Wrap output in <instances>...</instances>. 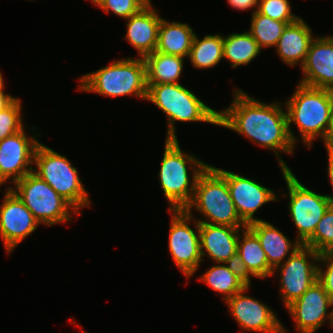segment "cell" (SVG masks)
Masks as SVG:
<instances>
[{"instance_id": "obj_1", "label": "cell", "mask_w": 333, "mask_h": 333, "mask_svg": "<svg viewBox=\"0 0 333 333\" xmlns=\"http://www.w3.org/2000/svg\"><path fill=\"white\" fill-rule=\"evenodd\" d=\"M232 104L219 112L218 126H222L247 137L262 148L273 150L278 164L290 169L280 158V152L293 154L292 142L287 123L286 111L281 103H263L234 89Z\"/></svg>"}, {"instance_id": "obj_2", "label": "cell", "mask_w": 333, "mask_h": 333, "mask_svg": "<svg viewBox=\"0 0 333 333\" xmlns=\"http://www.w3.org/2000/svg\"><path fill=\"white\" fill-rule=\"evenodd\" d=\"M284 105L289 135L294 144L298 139L292 132L291 123L297 126L302 141L309 148L312 147L314 139L325 138L333 111L332 90L299 83Z\"/></svg>"}, {"instance_id": "obj_3", "label": "cell", "mask_w": 333, "mask_h": 333, "mask_svg": "<svg viewBox=\"0 0 333 333\" xmlns=\"http://www.w3.org/2000/svg\"><path fill=\"white\" fill-rule=\"evenodd\" d=\"M164 145L159 182L170 204L169 210L185 209L192 200L199 175L209 164L184 153L178 139H165ZM188 167L192 169L191 177Z\"/></svg>"}, {"instance_id": "obj_4", "label": "cell", "mask_w": 333, "mask_h": 333, "mask_svg": "<svg viewBox=\"0 0 333 333\" xmlns=\"http://www.w3.org/2000/svg\"><path fill=\"white\" fill-rule=\"evenodd\" d=\"M80 91L93 92L103 96L120 97L135 95L146 100L147 75L144 58H131L112 61L106 67L79 78Z\"/></svg>"}, {"instance_id": "obj_5", "label": "cell", "mask_w": 333, "mask_h": 333, "mask_svg": "<svg viewBox=\"0 0 333 333\" xmlns=\"http://www.w3.org/2000/svg\"><path fill=\"white\" fill-rule=\"evenodd\" d=\"M146 100L167 116L166 139H177L175 122H205L218 125L219 111L201 101L180 83L147 84Z\"/></svg>"}, {"instance_id": "obj_6", "label": "cell", "mask_w": 333, "mask_h": 333, "mask_svg": "<svg viewBox=\"0 0 333 333\" xmlns=\"http://www.w3.org/2000/svg\"><path fill=\"white\" fill-rule=\"evenodd\" d=\"M193 208L205 217L197 220L199 223L247 227L235 209L226 179L212 165L199 175L192 200L184 210L193 216Z\"/></svg>"}, {"instance_id": "obj_7", "label": "cell", "mask_w": 333, "mask_h": 333, "mask_svg": "<svg viewBox=\"0 0 333 333\" xmlns=\"http://www.w3.org/2000/svg\"><path fill=\"white\" fill-rule=\"evenodd\" d=\"M33 172L48 183L60 196L81 214L82 208L90 205L86 188L69 159L42 144L35 149Z\"/></svg>"}, {"instance_id": "obj_8", "label": "cell", "mask_w": 333, "mask_h": 333, "mask_svg": "<svg viewBox=\"0 0 333 333\" xmlns=\"http://www.w3.org/2000/svg\"><path fill=\"white\" fill-rule=\"evenodd\" d=\"M14 184L15 186L11 190L31 211L40 225L53 226L58 223L70 222L73 218V211L74 214L79 215L67 200L33 171Z\"/></svg>"}, {"instance_id": "obj_9", "label": "cell", "mask_w": 333, "mask_h": 333, "mask_svg": "<svg viewBox=\"0 0 333 333\" xmlns=\"http://www.w3.org/2000/svg\"><path fill=\"white\" fill-rule=\"evenodd\" d=\"M279 167L289 192L288 211L298 231L296 239L304 244L333 202L327 195L317 194L300 183L291 169Z\"/></svg>"}, {"instance_id": "obj_10", "label": "cell", "mask_w": 333, "mask_h": 333, "mask_svg": "<svg viewBox=\"0 0 333 333\" xmlns=\"http://www.w3.org/2000/svg\"><path fill=\"white\" fill-rule=\"evenodd\" d=\"M319 256V252L302 245L273 270V274L276 270L280 272L279 292L284 307L300 298L318 280Z\"/></svg>"}, {"instance_id": "obj_11", "label": "cell", "mask_w": 333, "mask_h": 333, "mask_svg": "<svg viewBox=\"0 0 333 333\" xmlns=\"http://www.w3.org/2000/svg\"><path fill=\"white\" fill-rule=\"evenodd\" d=\"M171 213L168 248L175 265L187 277L192 278L203 262L200 248L199 222L194 219L196 229L188 222L193 220L184 209L169 210Z\"/></svg>"}, {"instance_id": "obj_12", "label": "cell", "mask_w": 333, "mask_h": 333, "mask_svg": "<svg viewBox=\"0 0 333 333\" xmlns=\"http://www.w3.org/2000/svg\"><path fill=\"white\" fill-rule=\"evenodd\" d=\"M251 284L243 291L226 300L231 316L242 331L258 333H288L278 317L268 305L245 294Z\"/></svg>"}, {"instance_id": "obj_13", "label": "cell", "mask_w": 333, "mask_h": 333, "mask_svg": "<svg viewBox=\"0 0 333 333\" xmlns=\"http://www.w3.org/2000/svg\"><path fill=\"white\" fill-rule=\"evenodd\" d=\"M11 188L7 186L0 205V237L9 254L40 225Z\"/></svg>"}, {"instance_id": "obj_14", "label": "cell", "mask_w": 333, "mask_h": 333, "mask_svg": "<svg viewBox=\"0 0 333 333\" xmlns=\"http://www.w3.org/2000/svg\"><path fill=\"white\" fill-rule=\"evenodd\" d=\"M213 167L226 179L235 209L246 225L262 221L254 217L257 209L268 202L279 200L272 189L234 172Z\"/></svg>"}, {"instance_id": "obj_15", "label": "cell", "mask_w": 333, "mask_h": 333, "mask_svg": "<svg viewBox=\"0 0 333 333\" xmlns=\"http://www.w3.org/2000/svg\"><path fill=\"white\" fill-rule=\"evenodd\" d=\"M331 306L333 307V303L317 280L300 298L286 308L299 333H315L326 320L333 328V309L328 313Z\"/></svg>"}, {"instance_id": "obj_16", "label": "cell", "mask_w": 333, "mask_h": 333, "mask_svg": "<svg viewBox=\"0 0 333 333\" xmlns=\"http://www.w3.org/2000/svg\"><path fill=\"white\" fill-rule=\"evenodd\" d=\"M35 132L31 136L25 129L0 141V172L14 184L33 171L35 149L40 143Z\"/></svg>"}, {"instance_id": "obj_17", "label": "cell", "mask_w": 333, "mask_h": 333, "mask_svg": "<svg viewBox=\"0 0 333 333\" xmlns=\"http://www.w3.org/2000/svg\"><path fill=\"white\" fill-rule=\"evenodd\" d=\"M299 83L333 91V36L315 37L303 64Z\"/></svg>"}, {"instance_id": "obj_18", "label": "cell", "mask_w": 333, "mask_h": 333, "mask_svg": "<svg viewBox=\"0 0 333 333\" xmlns=\"http://www.w3.org/2000/svg\"><path fill=\"white\" fill-rule=\"evenodd\" d=\"M244 228L199 223L201 256L217 264L236 263L238 237Z\"/></svg>"}, {"instance_id": "obj_19", "label": "cell", "mask_w": 333, "mask_h": 333, "mask_svg": "<svg viewBox=\"0 0 333 333\" xmlns=\"http://www.w3.org/2000/svg\"><path fill=\"white\" fill-rule=\"evenodd\" d=\"M150 1L138 13L127 18L125 39L145 58L156 50L158 28L162 20Z\"/></svg>"}, {"instance_id": "obj_20", "label": "cell", "mask_w": 333, "mask_h": 333, "mask_svg": "<svg viewBox=\"0 0 333 333\" xmlns=\"http://www.w3.org/2000/svg\"><path fill=\"white\" fill-rule=\"evenodd\" d=\"M247 227L259 239L268 265L273 270L303 245L297 239L292 242L279 229L265 220L250 223Z\"/></svg>"}, {"instance_id": "obj_21", "label": "cell", "mask_w": 333, "mask_h": 333, "mask_svg": "<svg viewBox=\"0 0 333 333\" xmlns=\"http://www.w3.org/2000/svg\"><path fill=\"white\" fill-rule=\"evenodd\" d=\"M241 232L242 235L239 234L238 237L236 266L250 282V276L264 279L273 275V269L268 265L257 236L248 227Z\"/></svg>"}, {"instance_id": "obj_22", "label": "cell", "mask_w": 333, "mask_h": 333, "mask_svg": "<svg viewBox=\"0 0 333 333\" xmlns=\"http://www.w3.org/2000/svg\"><path fill=\"white\" fill-rule=\"evenodd\" d=\"M309 25L300 17L297 21L288 24L279 38L275 48L279 58L287 65L300 67L306 61L312 37Z\"/></svg>"}, {"instance_id": "obj_23", "label": "cell", "mask_w": 333, "mask_h": 333, "mask_svg": "<svg viewBox=\"0 0 333 333\" xmlns=\"http://www.w3.org/2000/svg\"><path fill=\"white\" fill-rule=\"evenodd\" d=\"M195 35L186 23L170 22L162 18L155 51L188 58Z\"/></svg>"}, {"instance_id": "obj_24", "label": "cell", "mask_w": 333, "mask_h": 333, "mask_svg": "<svg viewBox=\"0 0 333 333\" xmlns=\"http://www.w3.org/2000/svg\"><path fill=\"white\" fill-rule=\"evenodd\" d=\"M199 280L203 281L215 292L221 293L225 301L251 284L236 266V263L214 265L200 276Z\"/></svg>"}, {"instance_id": "obj_25", "label": "cell", "mask_w": 333, "mask_h": 333, "mask_svg": "<svg viewBox=\"0 0 333 333\" xmlns=\"http://www.w3.org/2000/svg\"><path fill=\"white\" fill-rule=\"evenodd\" d=\"M147 84L179 83L184 58L154 51L145 58Z\"/></svg>"}, {"instance_id": "obj_26", "label": "cell", "mask_w": 333, "mask_h": 333, "mask_svg": "<svg viewBox=\"0 0 333 333\" xmlns=\"http://www.w3.org/2000/svg\"><path fill=\"white\" fill-rule=\"evenodd\" d=\"M223 49V59L233 68L251 63L262 51L248 31L223 36Z\"/></svg>"}, {"instance_id": "obj_27", "label": "cell", "mask_w": 333, "mask_h": 333, "mask_svg": "<svg viewBox=\"0 0 333 333\" xmlns=\"http://www.w3.org/2000/svg\"><path fill=\"white\" fill-rule=\"evenodd\" d=\"M223 35H205L199 40L195 35L189 53V60L197 69H208L216 66L223 59Z\"/></svg>"}, {"instance_id": "obj_28", "label": "cell", "mask_w": 333, "mask_h": 333, "mask_svg": "<svg viewBox=\"0 0 333 333\" xmlns=\"http://www.w3.org/2000/svg\"><path fill=\"white\" fill-rule=\"evenodd\" d=\"M251 16L248 32L256 40L261 50L262 48L275 47L288 23L273 20L257 11H253Z\"/></svg>"}, {"instance_id": "obj_29", "label": "cell", "mask_w": 333, "mask_h": 333, "mask_svg": "<svg viewBox=\"0 0 333 333\" xmlns=\"http://www.w3.org/2000/svg\"><path fill=\"white\" fill-rule=\"evenodd\" d=\"M315 251H333V203L316 226L314 234L303 244Z\"/></svg>"}, {"instance_id": "obj_30", "label": "cell", "mask_w": 333, "mask_h": 333, "mask_svg": "<svg viewBox=\"0 0 333 333\" xmlns=\"http://www.w3.org/2000/svg\"><path fill=\"white\" fill-rule=\"evenodd\" d=\"M21 107V100L16 98L7 108L0 111V141L24 128Z\"/></svg>"}, {"instance_id": "obj_31", "label": "cell", "mask_w": 333, "mask_h": 333, "mask_svg": "<svg viewBox=\"0 0 333 333\" xmlns=\"http://www.w3.org/2000/svg\"><path fill=\"white\" fill-rule=\"evenodd\" d=\"M291 4L288 0H259L257 12L273 20L291 24L300 17L292 14Z\"/></svg>"}, {"instance_id": "obj_32", "label": "cell", "mask_w": 333, "mask_h": 333, "mask_svg": "<svg viewBox=\"0 0 333 333\" xmlns=\"http://www.w3.org/2000/svg\"><path fill=\"white\" fill-rule=\"evenodd\" d=\"M151 0H101L96 7L105 12H113L124 19L131 17L144 8Z\"/></svg>"}, {"instance_id": "obj_33", "label": "cell", "mask_w": 333, "mask_h": 333, "mask_svg": "<svg viewBox=\"0 0 333 333\" xmlns=\"http://www.w3.org/2000/svg\"><path fill=\"white\" fill-rule=\"evenodd\" d=\"M319 263L322 264L319 265ZM323 264L326 270L323 269ZM318 281L322 284L324 290L333 303V251L320 253L318 260Z\"/></svg>"}, {"instance_id": "obj_34", "label": "cell", "mask_w": 333, "mask_h": 333, "mask_svg": "<svg viewBox=\"0 0 333 333\" xmlns=\"http://www.w3.org/2000/svg\"><path fill=\"white\" fill-rule=\"evenodd\" d=\"M258 2L259 0H227V3L237 10L243 11L255 7L254 12L257 11Z\"/></svg>"}, {"instance_id": "obj_35", "label": "cell", "mask_w": 333, "mask_h": 333, "mask_svg": "<svg viewBox=\"0 0 333 333\" xmlns=\"http://www.w3.org/2000/svg\"><path fill=\"white\" fill-rule=\"evenodd\" d=\"M323 142L325 144L326 151L333 152V111L331 114L330 126Z\"/></svg>"}, {"instance_id": "obj_36", "label": "cell", "mask_w": 333, "mask_h": 333, "mask_svg": "<svg viewBox=\"0 0 333 333\" xmlns=\"http://www.w3.org/2000/svg\"><path fill=\"white\" fill-rule=\"evenodd\" d=\"M15 99L16 97L11 96L9 93L0 91V111L7 108Z\"/></svg>"}, {"instance_id": "obj_37", "label": "cell", "mask_w": 333, "mask_h": 333, "mask_svg": "<svg viewBox=\"0 0 333 333\" xmlns=\"http://www.w3.org/2000/svg\"><path fill=\"white\" fill-rule=\"evenodd\" d=\"M328 153V168H327V174L329 177L330 184L333 187V152L327 151ZM331 201L333 202V195H327Z\"/></svg>"}, {"instance_id": "obj_38", "label": "cell", "mask_w": 333, "mask_h": 333, "mask_svg": "<svg viewBox=\"0 0 333 333\" xmlns=\"http://www.w3.org/2000/svg\"><path fill=\"white\" fill-rule=\"evenodd\" d=\"M2 73L0 71V91H4L5 90V85H4V80H3V77H2Z\"/></svg>"}, {"instance_id": "obj_39", "label": "cell", "mask_w": 333, "mask_h": 333, "mask_svg": "<svg viewBox=\"0 0 333 333\" xmlns=\"http://www.w3.org/2000/svg\"><path fill=\"white\" fill-rule=\"evenodd\" d=\"M7 180L2 176L1 172H0V186L4 183H6Z\"/></svg>"}, {"instance_id": "obj_40", "label": "cell", "mask_w": 333, "mask_h": 333, "mask_svg": "<svg viewBox=\"0 0 333 333\" xmlns=\"http://www.w3.org/2000/svg\"><path fill=\"white\" fill-rule=\"evenodd\" d=\"M91 2H93L94 4L93 5H97L101 0H90Z\"/></svg>"}]
</instances>
